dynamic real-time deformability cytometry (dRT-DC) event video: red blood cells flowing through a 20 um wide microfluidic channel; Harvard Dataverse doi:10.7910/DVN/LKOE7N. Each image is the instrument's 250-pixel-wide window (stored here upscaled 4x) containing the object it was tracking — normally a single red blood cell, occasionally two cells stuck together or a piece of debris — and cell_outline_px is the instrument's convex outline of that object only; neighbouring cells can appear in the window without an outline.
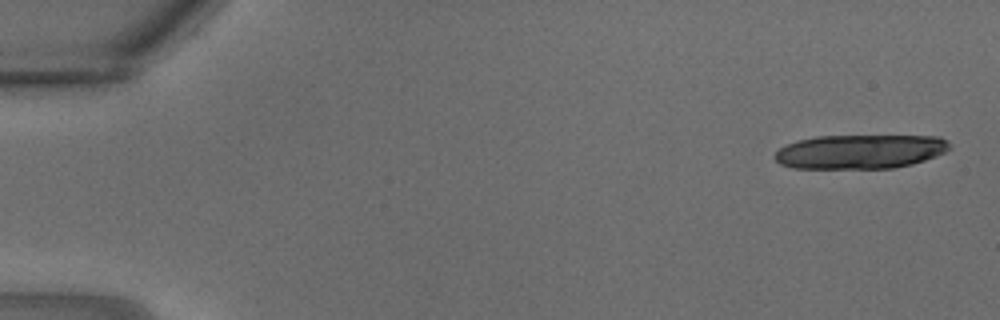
{"species": "common noctule bat (a hibernating species)", "species_latin": "Nyctalus noctula", "temperature_condition": "warm", "stored_images_in_passage": 11, "camera_frame_rate_fps": 3000, "um_per_image_px": 0.085, "animal": {"sex": "male", "body_mass_g": 18.8}, "frame": {"image": 1, "passage_image": 1, "time_ms": 0.0, "image_size_px": [1000, 320], "cell_outline_px": [[952, 148], [936, 156], [912, 164], [892, 168], [792, 168], [780, 164], [772, 156], [780, 148], [796, 140], [816, 136], [940, 136], [948, 140]], "centroid_in_image_um": [73.11, 12.88], "position_along_channel_um": 11.9, "area_um2": 34.97}}